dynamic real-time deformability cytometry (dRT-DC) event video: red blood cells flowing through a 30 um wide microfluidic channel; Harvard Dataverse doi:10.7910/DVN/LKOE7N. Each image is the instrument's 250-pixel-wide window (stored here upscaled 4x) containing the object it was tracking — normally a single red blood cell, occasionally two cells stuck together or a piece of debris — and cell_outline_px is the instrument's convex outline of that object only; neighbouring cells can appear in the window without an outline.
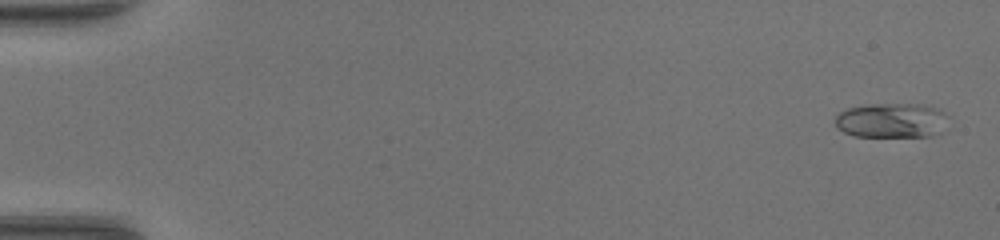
{"species": "common noctule bat (a hibernating species)", "species_latin": "Nyctalus noctula", "temperature_condition": "warm", "stored_images_in_passage": 48, "camera_frame_rate_fps": 3000, "um_per_image_px": 0.085, "animal": {"sex": "female", "body_mass_g": 17.0, "forearm_length_mm": 48.0}, "frame": {"image": 1, "passage_image": 2, "time_ms": 0.333, "image_size_px": [1000, 240], "cell_outline_px": [[952, 116], [948, 128], [944, 132], [932, 136], [856, 136], [844, 132], [836, 124], [836, 116], [840, 112], [848, 108], [872, 104], [924, 104], [936, 108]], "centroid_in_image_um": [75.94, 10.24], "position_along_channel_um": 9.1, "area_um2": 23.35}}
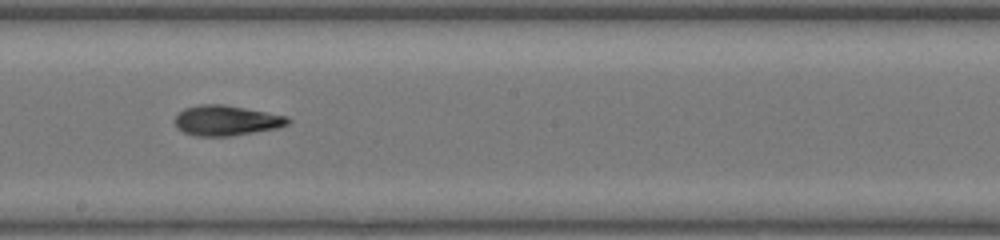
{"frame": {"image": 2, "passage_image": 28, "time_ms": 9.0, "image_size_px": [1000, 240], "cell_outline_px": [[292, 120], [288, 124], [280, 128], [232, 136], [196, 136], [184, 132], [176, 128], [176, 116], [184, 108], [200, 104], [224, 104], [288, 116]], "centroid_in_image_um": [19.28, 10.24], "position_along_channel_um": 228.9, "area_um2": 20.06}}
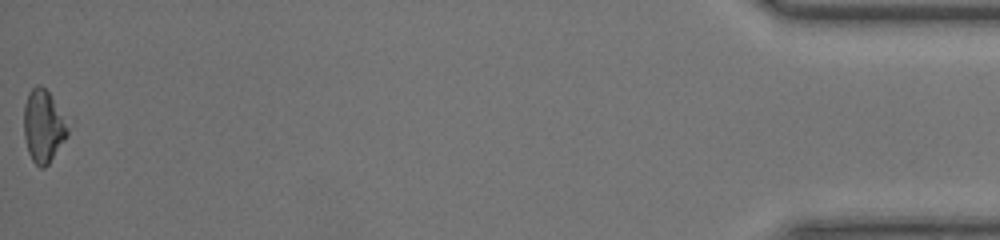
{"frame": {"image": 3, "passage_image": 48, "time_ms": 15.667, "image_size_px": [1000, 240], "cell_outline_px": [[68, 136], [48, 164], [44, 168], [40, 168], [32, 160], [28, 152], [24, 136], [24, 104], [28, 92], [36, 84], [40, 84], [48, 92], [68, 128]], "centroid_in_image_um": [3.64, 10.75], "position_along_channel_um": 431.6, "area_um2": 18.15}}